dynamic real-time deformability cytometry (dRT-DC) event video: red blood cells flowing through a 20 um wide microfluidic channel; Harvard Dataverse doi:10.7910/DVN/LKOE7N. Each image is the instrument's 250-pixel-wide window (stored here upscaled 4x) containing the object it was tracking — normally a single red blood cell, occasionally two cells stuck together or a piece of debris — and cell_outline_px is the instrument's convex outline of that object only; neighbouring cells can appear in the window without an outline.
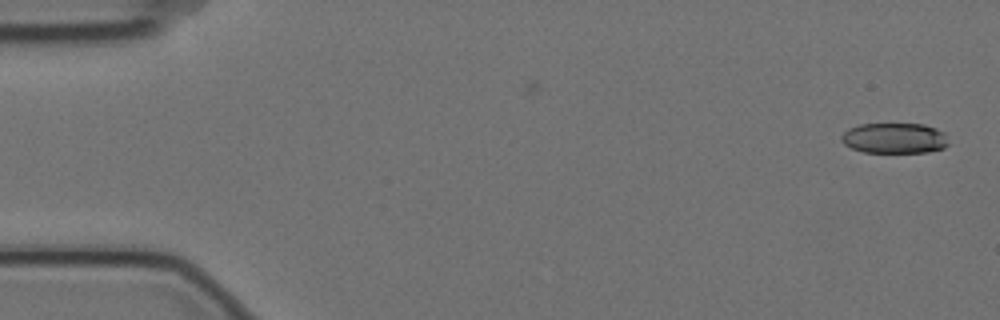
{"species": "Egyptian fruit bat (a non-hibernating species)", "species_latin": "Rousettus aegyptiacus", "temperature_condition": "cold", "stored_images_in_passage": 2, "camera_frame_rate_fps": 3000, "um_per_image_px": 0.085, "animal": {"sex": "female"}, "frame": {"image": 1, "passage_image": 2, "time_ms": 0.333, "image_size_px": [1000, 320], "cell_outline_px": [[948, 144], [944, 148], [928, 152], [864, 152], [852, 148], [844, 144], [840, 140], [840, 136], [848, 128], [860, 124], [924, 124], [936, 128], [944, 132], [948, 136]], "centroid_in_image_um": [76.04, 11.74], "position_along_channel_um": 9.0, "area_um2": 19.19}}